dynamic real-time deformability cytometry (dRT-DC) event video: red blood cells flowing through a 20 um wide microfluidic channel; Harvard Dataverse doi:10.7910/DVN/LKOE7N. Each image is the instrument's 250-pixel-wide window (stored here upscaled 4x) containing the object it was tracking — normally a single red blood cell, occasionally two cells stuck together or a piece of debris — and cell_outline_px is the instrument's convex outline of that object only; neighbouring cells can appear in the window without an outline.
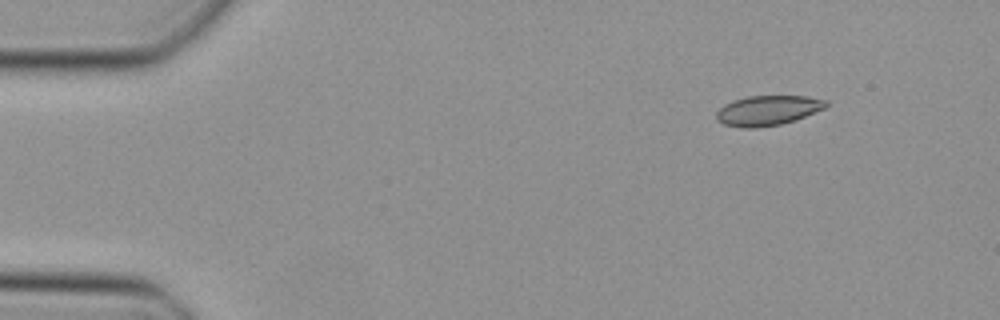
{"species": "Egyptian fruit bat (a non-hibernating species)", "species_latin": "Rousettus aegyptiacus", "temperature_condition": "cold", "stored_images_in_passage": 44, "camera_frame_rate_fps": 3000, "um_per_image_px": 0.085, "animal": {"sex": "female"}, "frame": {"image": 1, "passage_image": 1, "time_ms": 0.0, "image_size_px": [1000, 320], "cell_outline_px": [[828, 104], [824, 108], [804, 116], [780, 124], [756, 128], [744, 128], [724, 124], [716, 120], [716, 112], [724, 104], [732, 100], [748, 96], [808, 96], [828, 100]], "centroid_in_image_um": [65.23, 9.38], "position_along_channel_um": 19.8, "area_um2": 19.02}}
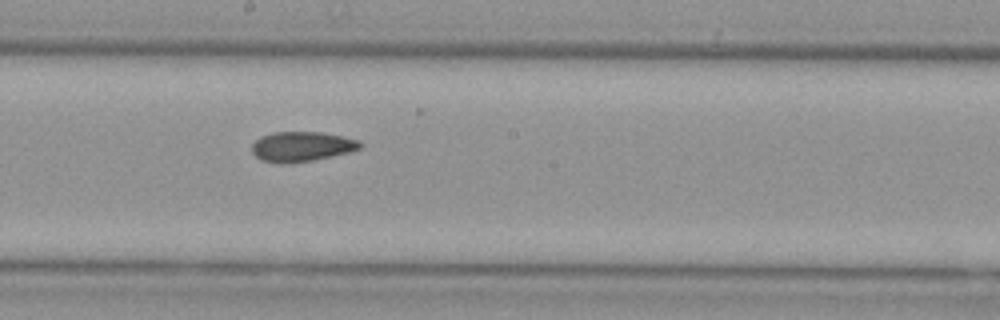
{"frame": {"image": 2, "passage_image": 22, "time_ms": 7.0, "image_size_px": [1000, 320], "cell_outline_px": [[364, 144], [360, 148], [352, 152], [312, 160], [288, 164], [280, 164], [260, 160], [252, 152], [252, 144], [260, 136], [276, 132], [320, 132], [360, 140]], "centroid_in_image_um": [25.65, 12.47], "position_along_channel_um": 222.6, "area_um2": 19.02}}
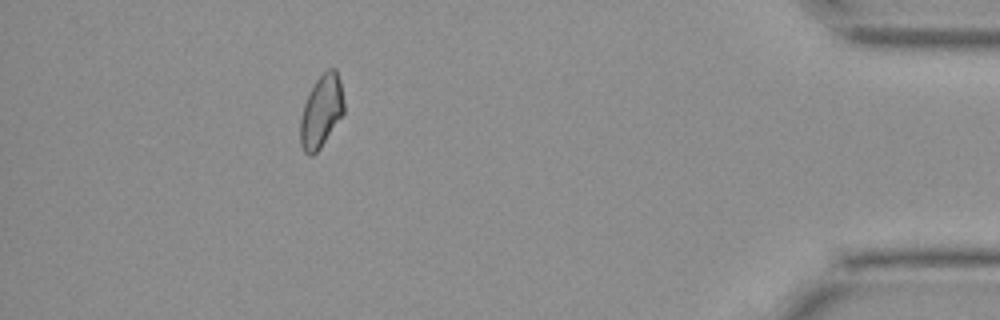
{"frame": {"image": 3, "passage_image": 39, "time_ms": 12.667, "image_size_px": [1000, 320], "cell_outline_px": [[344, 112], [320, 148], [312, 156], [308, 156], [304, 152], [300, 144], [300, 120], [304, 104], [316, 80], [328, 68], [336, 68], [340, 80], [344, 100]], "centroid_in_image_um": [27.31, 9.47], "position_along_channel_um": 407.9, "area_um2": 18.26}}